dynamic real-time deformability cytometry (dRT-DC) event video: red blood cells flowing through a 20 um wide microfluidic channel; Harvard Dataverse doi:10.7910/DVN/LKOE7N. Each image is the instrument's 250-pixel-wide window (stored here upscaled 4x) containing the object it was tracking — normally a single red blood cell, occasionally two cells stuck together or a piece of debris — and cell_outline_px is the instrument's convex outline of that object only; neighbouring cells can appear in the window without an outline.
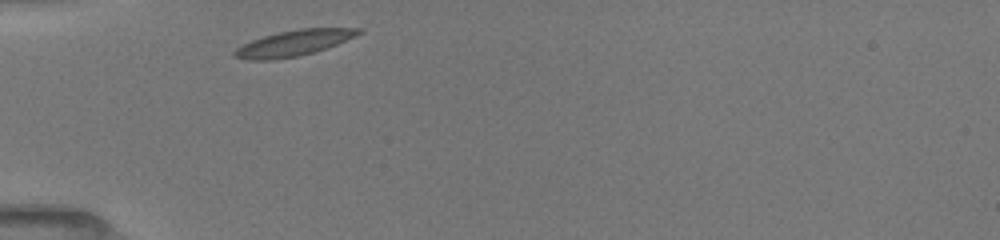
{"species": "common noctule bat (a hibernating species)", "species_latin": "Nyctalus noctula", "temperature_condition": "room temperature", "stored_images_in_passage": 15, "camera_frame_rate_fps": 3000, "um_per_image_px": 0.085, "animal": {"sex": "female", "body_mass_g": 19.5, "forearm_length_mm": 54.1}, "frame": {"image": 1, "passage_image": 1, "time_ms": 0.0, "image_size_px": [1000, 240], "cell_outline_px": [[364, 32], [328, 48], [296, 56], [276, 60], [248, 60], [232, 56], [232, 52], [236, 48], [252, 40], [276, 32], [300, 28], [364, 28]], "centroid_in_image_um": [24.97, 3.65], "position_along_channel_um": 60.0, "area_um2": 18.73}}
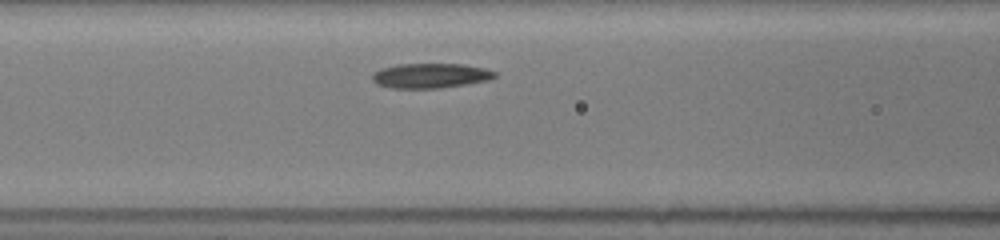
{"frame": {"image": 2, "passage_image": 9, "time_ms": 2.0, "image_size_px": [1000, 240], "cell_outline_px": [[496, 76], [492, 80], [440, 88], [388, 88], [376, 84], [372, 80], [372, 76], [380, 68], [396, 64], [464, 64], [484, 68], [496, 72]], "centroid_in_image_um": [36.59, 6.43], "position_along_channel_um": 130.0, "area_um2": 17.86}}
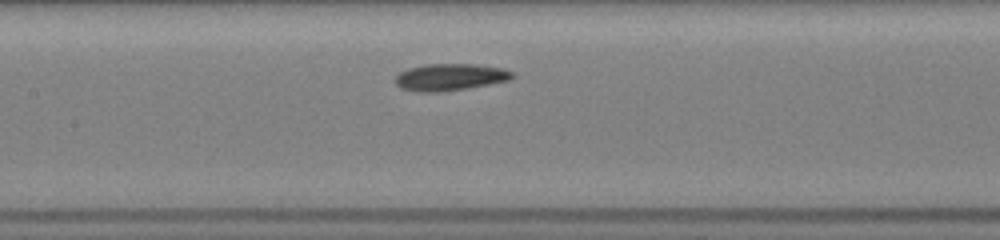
{"frame": {"image": 3, "passage_image": 13, "time_ms": 3.0, "image_size_px": [1000, 240], "cell_outline_px": [[516, 76], [508, 80], [468, 88], [444, 92], [416, 92], [400, 88], [392, 80], [400, 72], [408, 68], [428, 64], [476, 64], [500, 68], [512, 72]], "centroid_in_image_um": [38.2, 6.56], "position_along_channel_um": 169.2, "area_um2": 18.44}}